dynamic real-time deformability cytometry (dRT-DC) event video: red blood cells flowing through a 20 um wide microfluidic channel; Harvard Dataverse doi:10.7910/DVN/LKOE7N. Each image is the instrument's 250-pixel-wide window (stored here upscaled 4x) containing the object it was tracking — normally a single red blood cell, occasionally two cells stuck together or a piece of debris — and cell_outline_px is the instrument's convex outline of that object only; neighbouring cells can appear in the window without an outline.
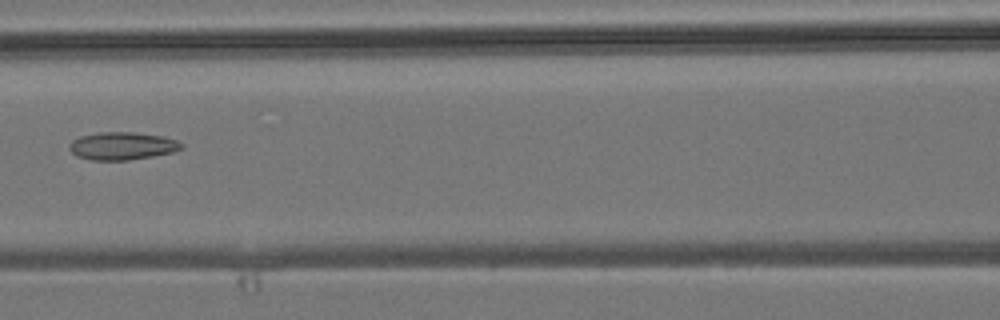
{"species": "common noctule bat (a hibernating species)", "species_latin": "Nyctalus noctula", "temperature_condition": "room temperature", "stored_images_in_passage": 4, "camera_frame_rate_fps": 3000, "um_per_image_px": 0.085, "animal": {"sex": "male", "body_mass_g": 19.2, "forearm_length_mm": 51.8}, "frame": {"image": 1, "passage_image": 3, "time_ms": 3.0, "image_size_px": [1000, 320], "cell_outline_px": [[184, 148], [172, 152], [152, 156], [128, 160], [92, 160], [76, 156], [68, 148], [68, 144], [72, 140], [80, 136], [100, 132], [136, 132], [164, 136], [176, 140], [184, 144]], "centroid_in_image_um": [10.39, 12.4], "position_along_channel_um": 156.2, "area_um2": 18.26}}
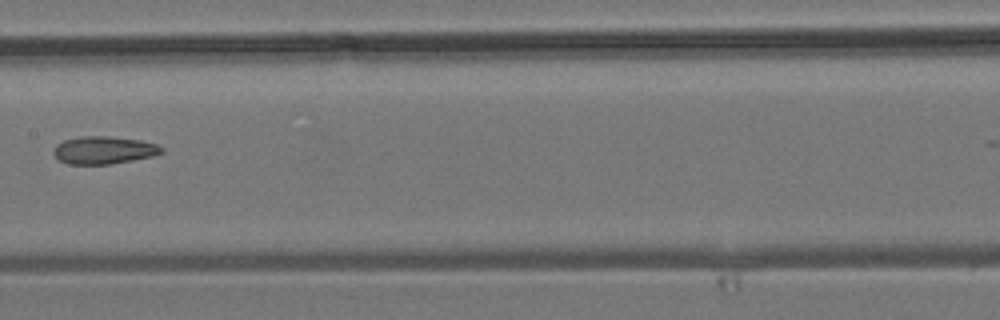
{"frame": {"image": 2, "passage_image": 4, "time_ms": 4.0, "image_size_px": [1000, 320], "cell_outline_px": [[164, 152], [152, 156], [132, 160], [108, 164], [68, 164], [60, 160], [52, 152], [56, 144], [64, 140], [80, 136], [108, 136], [140, 140], [156, 144], [164, 148]], "centroid_in_image_um": [8.82, 12.75], "position_along_channel_um": 198.6, "area_um2": 17.34}}